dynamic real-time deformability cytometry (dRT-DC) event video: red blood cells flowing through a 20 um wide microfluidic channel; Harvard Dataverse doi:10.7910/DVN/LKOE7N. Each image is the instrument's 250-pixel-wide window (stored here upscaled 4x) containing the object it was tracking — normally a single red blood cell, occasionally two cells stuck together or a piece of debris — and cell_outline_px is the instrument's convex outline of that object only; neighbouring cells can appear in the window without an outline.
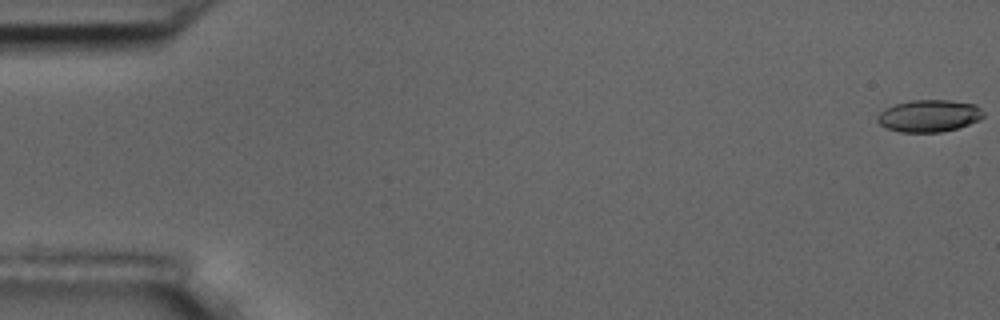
{"species": "common noctule bat (a hibernating species)", "species_latin": "Nyctalus noctula", "temperature_condition": "room temperature", "stored_images_in_passage": 7, "camera_frame_rate_fps": 3000, "um_per_image_px": 0.085, "animal": {"sex": "male", "body_mass_g": 17.5, "forearm_length_mm": 52.3}, "frame": {"image": 1, "passage_image": 1, "time_ms": 0.0, "image_size_px": [1000, 320], "cell_outline_px": [[984, 116], [980, 120], [956, 128], [940, 132], [900, 132], [888, 128], [880, 124], [876, 120], [876, 116], [884, 108], [896, 104], [912, 100], [948, 100], [976, 104], [984, 112]], "centroid_in_image_um": [78.97, 9.84], "position_along_channel_um": 6.0, "area_um2": 19.83}}
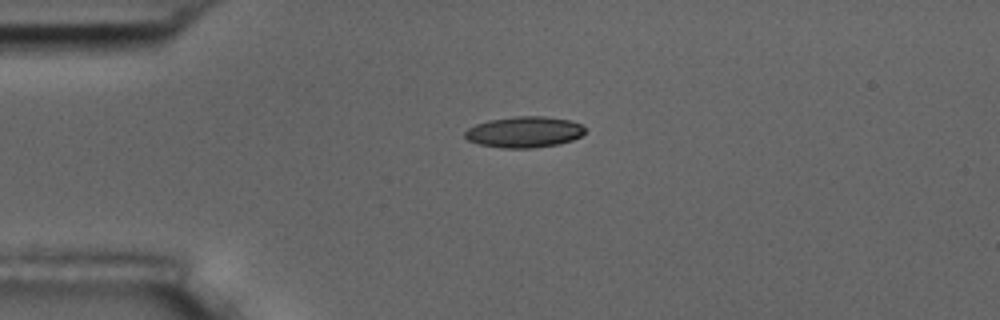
{"frame": {"image": 2, "passage_image": 5, "time_ms": 4.333, "image_size_px": [1000, 320], "cell_outline_px": [[584, 132], [580, 136], [572, 140], [556, 144], [532, 148], [504, 148], [480, 144], [468, 140], [464, 136], [464, 132], [468, 128], [476, 124], [488, 120], [516, 116], [544, 116], [568, 120], [580, 124], [584, 128]], "centroid_in_image_um": [44.53, 11.21], "position_along_channel_um": 40.5, "area_um2": 21.5}}